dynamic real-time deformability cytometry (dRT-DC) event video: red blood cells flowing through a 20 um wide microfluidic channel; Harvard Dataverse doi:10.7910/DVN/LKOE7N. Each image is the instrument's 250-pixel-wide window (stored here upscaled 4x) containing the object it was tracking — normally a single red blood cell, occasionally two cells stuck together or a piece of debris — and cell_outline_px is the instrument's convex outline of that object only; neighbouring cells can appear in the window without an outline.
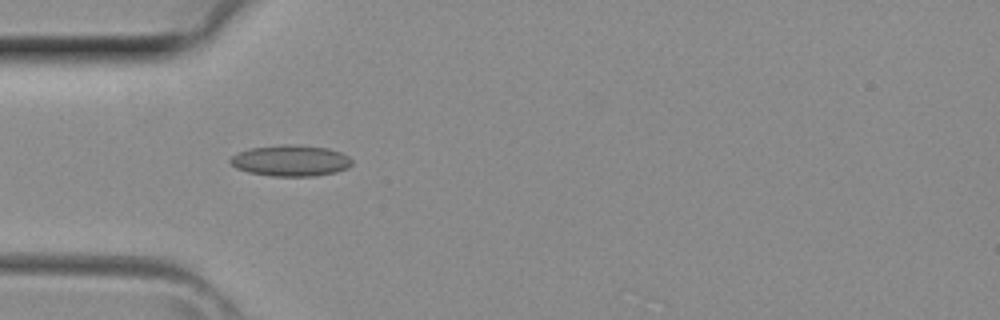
{"species": "common noctule bat (a hibernating species)", "species_latin": "Nyctalus noctula", "temperature_condition": "room temperature", "stored_images_in_passage": 39, "camera_frame_rate_fps": 3000, "um_per_image_px": 0.085, "animal": {"sex": "female", "body_mass_g": 29.2, "forearm_length_mm": 56.3}, "frame": {"image": 1, "passage_image": 11, "time_ms": 3.333, "image_size_px": [1000, 320], "cell_outline_px": [[352, 164], [348, 168], [336, 172], [316, 176], [272, 176], [248, 172], [236, 168], [228, 160], [232, 156], [240, 152], [252, 148], [284, 144], [292, 144], [328, 148], [340, 152], [348, 156], [352, 160]], "centroid_in_image_um": [24.73, 13.66], "position_along_channel_um": 60.3, "area_um2": 22.02}}
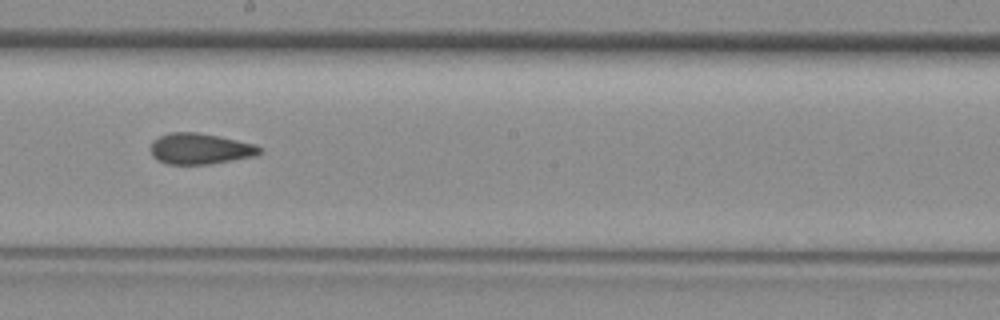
{"frame": {"image": 2, "passage_image": 21, "time_ms": 6.667, "image_size_px": [1000, 320], "cell_outline_px": [[264, 152], [256, 156], [208, 164], [168, 164], [156, 160], [152, 156], [148, 148], [152, 140], [160, 136], [172, 132], [196, 132], [256, 144]], "centroid_in_image_um": [16.97, 12.65], "position_along_channel_um": 231.2, "area_um2": 19.77}}
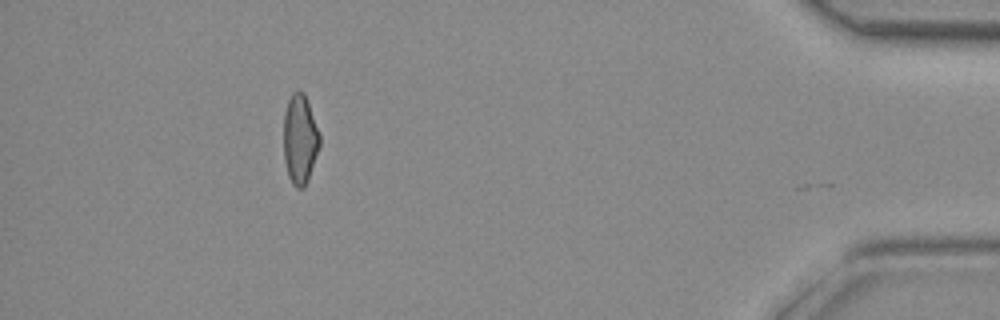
{"frame": {"image": 3, "passage_image": 35, "time_ms": 11.333, "image_size_px": [1000, 320], "cell_outline_px": [[320, 144], [308, 180], [304, 188], [296, 188], [292, 184], [288, 176], [284, 160], [284, 112], [288, 100], [292, 92], [304, 92], [320, 136]], "centroid_in_image_um": [25.48, 11.87], "position_along_channel_um": 409.7, "area_um2": 18.67}}